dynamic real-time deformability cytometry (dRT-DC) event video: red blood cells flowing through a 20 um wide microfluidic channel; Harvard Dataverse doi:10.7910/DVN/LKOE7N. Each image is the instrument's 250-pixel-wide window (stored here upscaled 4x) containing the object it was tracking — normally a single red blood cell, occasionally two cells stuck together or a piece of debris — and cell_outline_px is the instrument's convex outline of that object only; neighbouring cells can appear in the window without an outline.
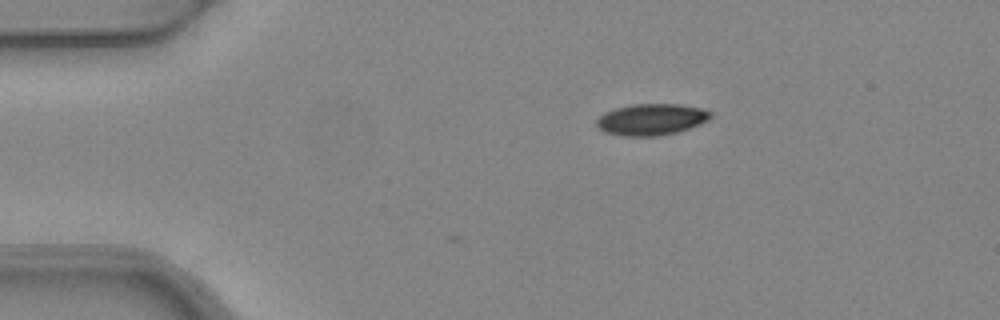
{"species": "common noctule bat (a hibernating species)", "species_latin": "Nyctalus noctula", "temperature_condition": "warm", "stored_images_in_passage": 5, "camera_frame_rate_fps": 3000, "um_per_image_px": 0.085, "animal": {"sex": "female", "body_mass_g": 24.6, "forearm_length_mm": 56.2}, "frame": {"image": 1, "passage_image": 1, "time_ms": 0.0, "image_size_px": [1000, 320], "cell_outline_px": [[712, 116], [708, 120], [700, 124], [676, 132], [660, 136], [624, 136], [604, 132], [596, 124], [596, 120], [604, 112], [616, 108], [632, 104], [680, 104], [700, 108], [712, 112]], "centroid_in_image_um": [55.36, 10.15], "position_along_channel_um": 29.6, "area_um2": 20.87}}
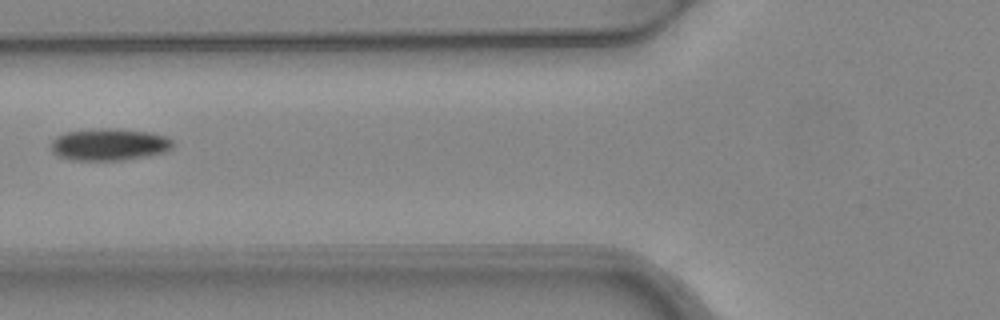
{"frame": {"image": 2, "passage_image": 4, "time_ms": 1.0, "image_size_px": [1000, 320], "cell_outline_px": [[172, 148], [164, 152], [148, 156], [120, 160], [76, 160], [56, 156], [52, 152], [52, 140], [56, 136], [64, 132], [92, 128], [116, 128], [148, 132], [168, 136], [172, 140]], "centroid_in_image_um": [9.27, 12.27], "position_along_channel_um": 116.5, "area_um2": 22.95}}
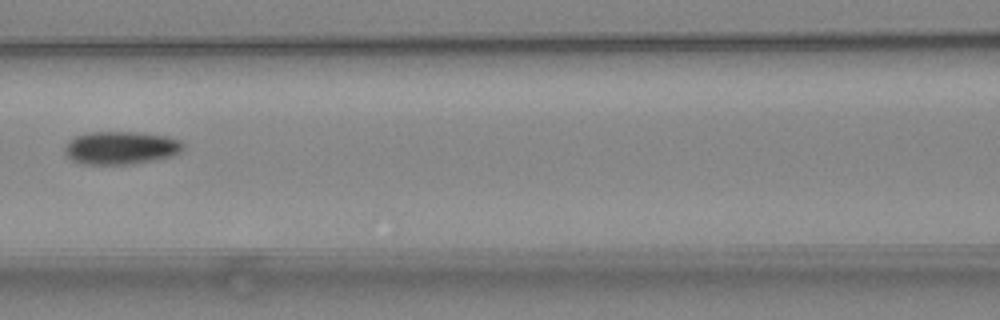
{"frame": {"image": 3, "passage_image": 5, "time_ms": 1.333, "image_size_px": [1000, 320], "cell_outline_px": [[184, 148], [180, 152], [172, 156], [132, 164], [84, 164], [72, 160], [64, 152], [64, 148], [76, 136], [88, 132], [136, 132], [168, 136], [180, 140], [184, 144]], "centroid_in_image_um": [10.31, 12.56], "position_along_channel_um": 156.3, "area_um2": 22.66}}